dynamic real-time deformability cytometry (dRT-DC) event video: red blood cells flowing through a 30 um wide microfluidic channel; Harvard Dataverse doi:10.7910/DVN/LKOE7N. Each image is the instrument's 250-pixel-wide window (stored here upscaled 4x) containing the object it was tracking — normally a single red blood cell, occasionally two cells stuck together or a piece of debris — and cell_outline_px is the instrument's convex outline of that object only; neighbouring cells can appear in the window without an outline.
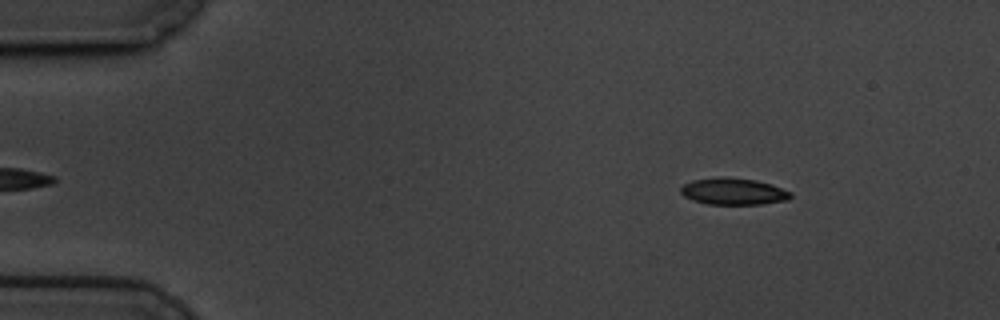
{"species": "common noctule bat (a hibernating species)", "species_latin": "Nyctalus noctula", "temperature_condition": "cold", "stored_images_in_passage": 55, "camera_frame_rate_fps": 3000, "um_per_image_px": 0.085, "animal": {"sex": "male", "body_mass_g": 19.5, "forearm_length_mm": 54.6}, "frame": {"image": 1, "passage_image": 4, "time_ms": 1.0, "image_size_px": [1000, 320], "cell_outline_px": [[792, 196], [788, 200], [760, 204], [708, 204], [692, 200], [684, 196], [680, 192], [680, 188], [684, 184], [692, 180], [720, 176], [724, 176], [756, 180], [772, 184], [792, 192]], "centroid_in_image_um": [62.34, 16.26], "position_along_channel_um": 22.7, "area_um2": 17.28}}
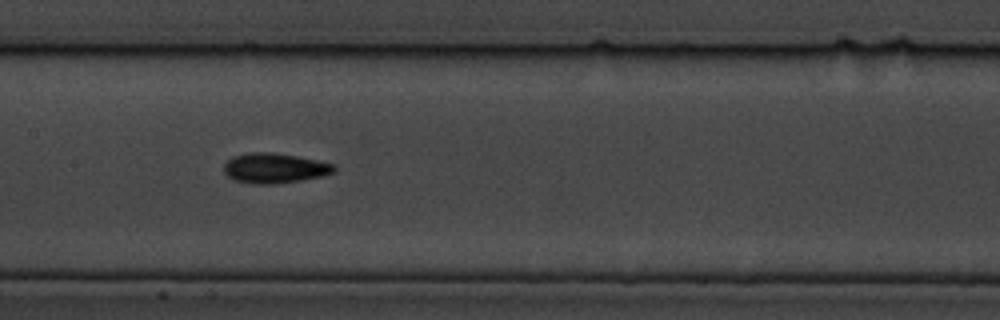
{"frame": {"image": 2, "passage_image": 25, "time_ms": 8.0, "image_size_px": [1000, 320], "cell_outline_px": [[336, 172], [324, 176], [276, 184], [252, 184], [232, 180], [224, 172], [224, 164], [232, 156], [248, 152], [272, 152], [296, 156], [336, 164]], "centroid_in_image_um": [23.34, 14.29], "position_along_channel_um": 184.1, "area_um2": 19.54}}
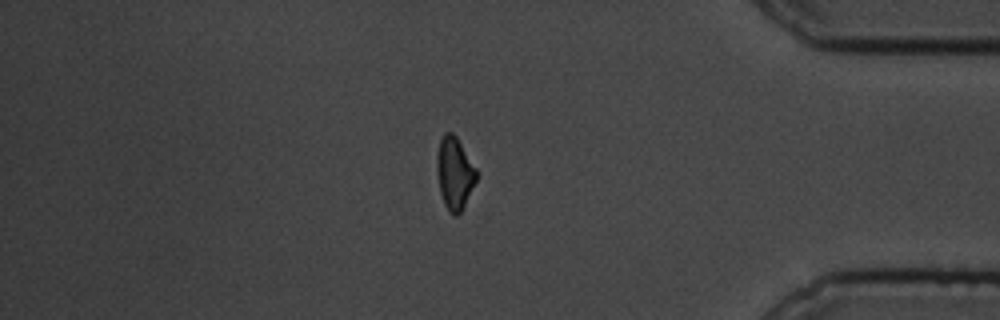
{"frame": {"image": 3, "passage_image": 46, "time_ms": 15.0, "image_size_px": [1000, 320], "cell_outline_px": [[476, 180], [460, 212], [456, 216], [452, 216], [448, 212], [444, 204], [440, 192], [436, 172], [436, 156], [440, 140], [444, 132], [452, 132], [456, 136], [476, 168]], "centroid_in_image_um": [38.6, 14.71], "position_along_channel_um": 396.6, "area_um2": 16.59}, "authors_computed_cell_mechanics": {"area_um2": 17.2822, "velocity_mm_per_s": 3.4409, "shape_relaxation_time_tau1_ms": 2.9313, "shape_relaxation_time_tau2_ms": 6.2195, "deformation_change_tau1": 0.1104, "deformation_change_tau2": 0.1195}}